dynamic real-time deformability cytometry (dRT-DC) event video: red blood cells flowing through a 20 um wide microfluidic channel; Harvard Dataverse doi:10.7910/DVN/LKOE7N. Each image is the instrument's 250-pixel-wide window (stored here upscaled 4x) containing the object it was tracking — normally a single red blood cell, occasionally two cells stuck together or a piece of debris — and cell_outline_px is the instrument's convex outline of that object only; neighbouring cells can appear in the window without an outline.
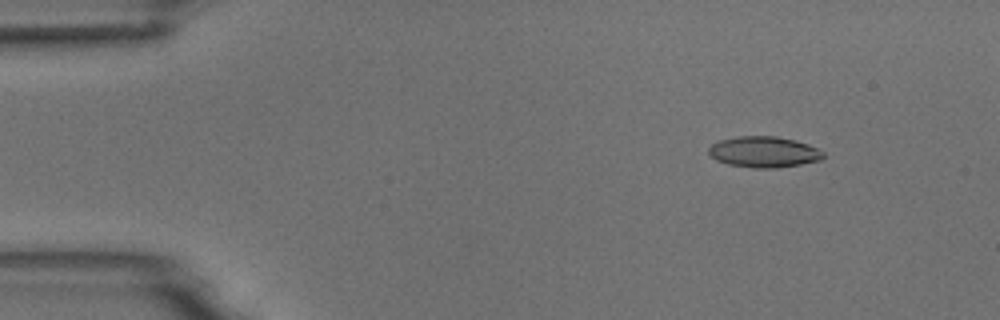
{"species": "common noctule bat (a hibernating species)", "species_latin": "Nyctalus noctula", "temperature_condition": "room temperature", "stored_images_in_passage": 6, "camera_frame_rate_fps": 3000, "um_per_image_px": 0.085, "animal": {"sex": "male", "body_mass_g": 18.8}, "frame": {"image": 1, "passage_image": 2, "time_ms": 1.0, "image_size_px": [1000, 320], "cell_outline_px": [[824, 156], [820, 160], [800, 164], [776, 168], [752, 168], [728, 164], [716, 160], [708, 152], [708, 148], [712, 144], [720, 140], [740, 136], [776, 136], [796, 140], [808, 144], [824, 152]], "centroid_in_image_um": [64.93, 12.91], "position_along_channel_um": 20.1, "area_um2": 20.63}}
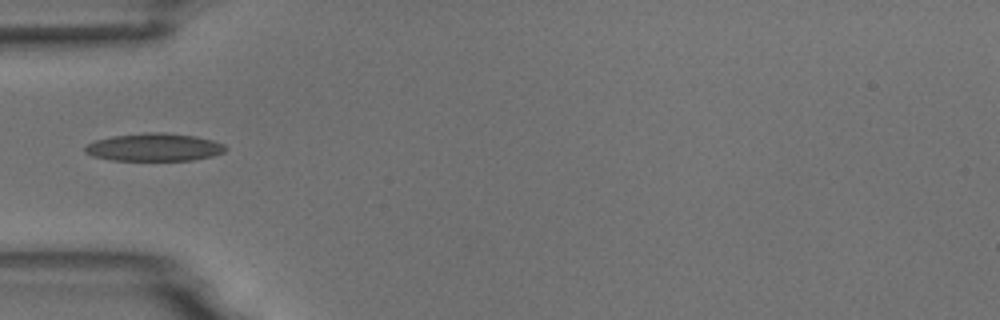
{"frame": {"image": 2, "passage_image": 5, "time_ms": 4.667, "image_size_px": [1000, 320], "cell_outline_px": [[228, 148], [224, 152], [212, 156], [192, 160], [112, 160], [92, 156], [84, 152], [84, 148], [88, 144], [96, 140], [112, 136], [144, 132], [164, 132], [196, 136], [212, 140], [224, 144]], "centroid_in_image_um": [13.11, 12.51], "position_along_channel_um": 71.9, "area_um2": 22.83}}